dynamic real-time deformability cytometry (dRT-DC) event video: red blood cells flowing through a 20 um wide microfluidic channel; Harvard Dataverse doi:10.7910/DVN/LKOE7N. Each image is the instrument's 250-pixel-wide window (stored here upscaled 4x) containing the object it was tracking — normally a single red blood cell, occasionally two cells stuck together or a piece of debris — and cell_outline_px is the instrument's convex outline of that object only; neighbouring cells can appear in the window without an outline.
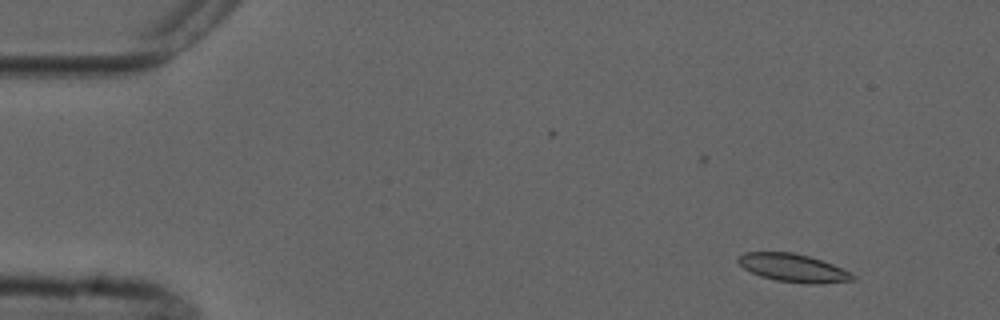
{"species": "common noctule bat (a hibernating species)", "species_latin": "Nyctalus noctula", "temperature_condition": "cold", "stored_images_in_passage": 4, "camera_frame_rate_fps": 3000, "um_per_image_px": 0.085, "animal": {"sex": "male", "forearm_length_mm": 52.5}, "frame": {"image": 1, "passage_image": 1, "time_ms": 0.0, "image_size_px": [1000, 320], "cell_outline_px": [[856, 280], [820, 284], [808, 284], [776, 280], [760, 276], [744, 268], [736, 260], [744, 252], [792, 252], [808, 256], [832, 264], [852, 272], [856, 276]], "centroid_in_image_um": [67.47, 22.78], "position_along_channel_um": 17.5, "area_um2": 18.73}}